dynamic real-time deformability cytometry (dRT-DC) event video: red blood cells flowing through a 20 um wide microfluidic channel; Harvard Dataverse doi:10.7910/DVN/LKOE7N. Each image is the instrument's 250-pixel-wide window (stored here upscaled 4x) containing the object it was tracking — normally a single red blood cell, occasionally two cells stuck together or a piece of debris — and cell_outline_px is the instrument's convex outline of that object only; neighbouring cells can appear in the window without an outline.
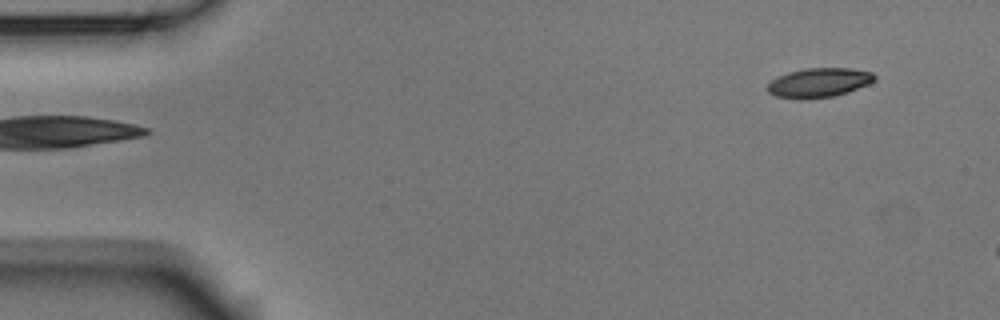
{"species": "Egyptian fruit bat (a non-hibernating species)", "species_latin": "Rousettus aegyptiacus", "temperature_condition": "room temperature", "stored_images_in_passage": 4, "camera_frame_rate_fps": 3000, "um_per_image_px": 0.085, "animal": {"sex": "male"}, "frame": {"image": 1, "passage_image": 4, "time_ms": 1.0, "image_size_px": [1000, 320], "cell_outline_px": [[876, 80], [868, 84], [848, 92], [832, 96], [800, 100], [776, 96], [768, 92], [768, 84], [776, 76], [788, 72], [804, 68], [852, 68], [872, 72], [876, 76]], "centroid_in_image_um": [69.61, 7.02], "position_along_channel_um": 15.4, "area_um2": 18.44}}